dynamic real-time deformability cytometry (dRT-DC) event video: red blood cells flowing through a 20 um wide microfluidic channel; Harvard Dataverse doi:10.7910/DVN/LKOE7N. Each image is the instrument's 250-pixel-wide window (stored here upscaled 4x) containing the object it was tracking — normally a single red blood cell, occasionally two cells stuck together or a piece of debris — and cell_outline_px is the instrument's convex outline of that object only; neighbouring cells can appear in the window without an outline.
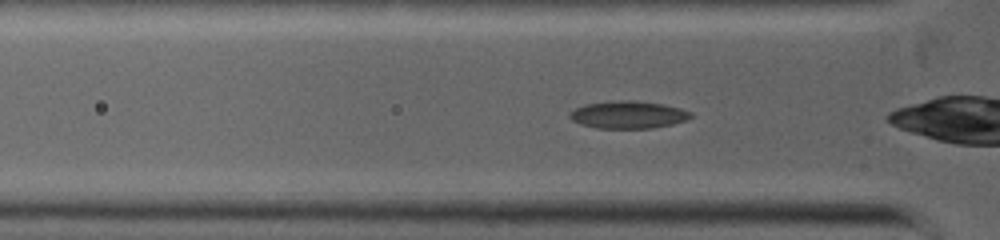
{"species": "common noctule bat (a hibernating species)", "species_latin": "Nyctalus noctula", "temperature_condition": "warm", "stored_images_in_passage": 68, "camera_frame_rate_fps": 5000, "um_per_image_px": 0.085, "animal": {"sex": "female", "body_mass_g": 19.0, "forearm_length_mm": 53.3}, "frame": {"image": 1, "passage_image": 3, "time_ms": 0.4, "image_size_px": [1000, 240], "cell_outline_px": [[692, 116], [684, 120], [672, 124], [652, 128], [596, 128], [580, 124], [572, 120], [568, 116], [568, 112], [584, 104], [620, 100], [636, 100], [664, 104], [680, 108], [692, 112]], "centroid_in_image_um": [53.36, 9.74], "position_along_channel_um": 72.4, "area_um2": 19.42}}
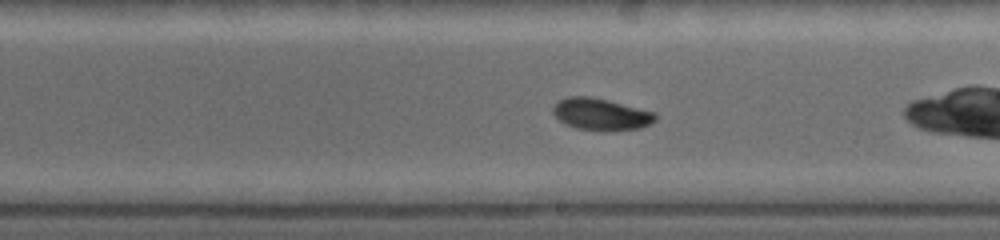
{"frame": {"image": 2, "passage_image": 21, "time_ms": 3.8, "image_size_px": [1000, 240], "cell_outline_px": [[656, 120], [640, 128], [576, 128], [560, 120], [552, 112], [552, 108], [560, 100], [568, 96], [592, 96], [656, 112]], "centroid_in_image_um": [51.08, 9.65], "position_along_channel_um": 237.9, "area_um2": 18.15}}
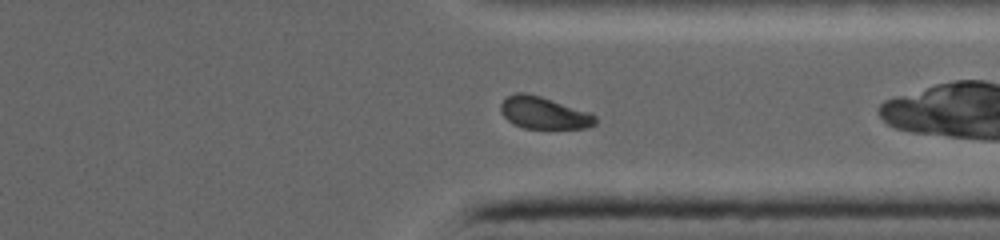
{"frame": {"image": 3, "passage_image": 37, "time_ms": 6.4, "image_size_px": [1000, 240], "cell_outline_px": [[596, 124], [588, 128], [524, 128], [512, 124], [500, 112], [500, 104], [508, 96], [516, 92], [528, 92], [592, 112], [596, 116]], "centroid_in_image_um": [46.24, 9.58], "position_along_channel_um": 365.2, "area_um2": 17.98}}